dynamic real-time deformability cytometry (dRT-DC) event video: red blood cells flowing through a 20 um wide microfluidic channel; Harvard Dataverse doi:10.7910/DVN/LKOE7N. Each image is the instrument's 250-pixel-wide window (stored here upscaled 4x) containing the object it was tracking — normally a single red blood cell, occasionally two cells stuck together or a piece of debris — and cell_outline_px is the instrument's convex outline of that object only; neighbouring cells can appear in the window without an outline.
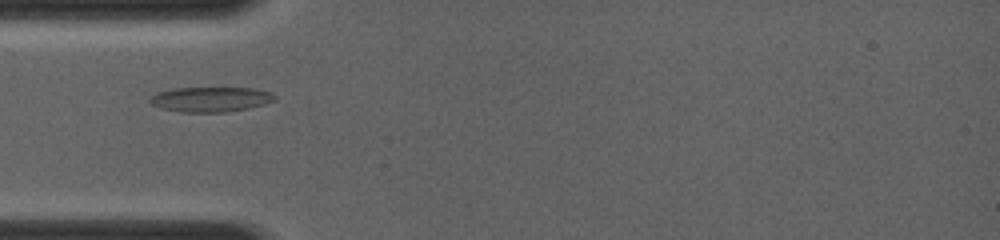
{"species": "common noctule bat (a hibernating species)", "species_latin": "Nyctalus noctula", "temperature_condition": "room temperature", "stored_images_in_passage": 5, "camera_frame_rate_fps": 4000, "um_per_image_px": 0.085, "animal": {"sex": "female", "body_mass_g": 19.0, "forearm_length_mm": 56.7}, "frame": {"image": 1, "passage_image": 1, "time_ms": 0.0, "image_size_px": [1000, 240], "cell_outline_px": [[276, 100], [264, 104], [248, 108], [224, 112], [180, 112], [160, 108], [152, 104], [148, 100], [156, 92], [172, 88], [256, 88], [272, 92], [276, 96]], "centroid_in_image_um": [17.91, 8.43], "position_along_channel_um": 67.1, "area_um2": 18.26}}
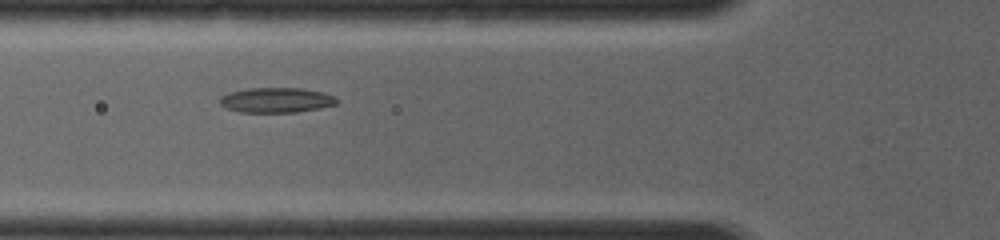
{"frame": {"image": 2, "passage_image": 4, "time_ms": 0.75, "image_size_px": [1000, 240], "cell_outline_px": [[340, 100], [336, 104], [320, 108], [296, 112], [240, 112], [228, 108], [220, 104], [220, 96], [228, 92], [248, 88], [300, 88], [320, 92], [332, 96]], "centroid_in_image_um": [23.46, 8.51], "position_along_channel_um": 102.3, "area_um2": 16.94}}